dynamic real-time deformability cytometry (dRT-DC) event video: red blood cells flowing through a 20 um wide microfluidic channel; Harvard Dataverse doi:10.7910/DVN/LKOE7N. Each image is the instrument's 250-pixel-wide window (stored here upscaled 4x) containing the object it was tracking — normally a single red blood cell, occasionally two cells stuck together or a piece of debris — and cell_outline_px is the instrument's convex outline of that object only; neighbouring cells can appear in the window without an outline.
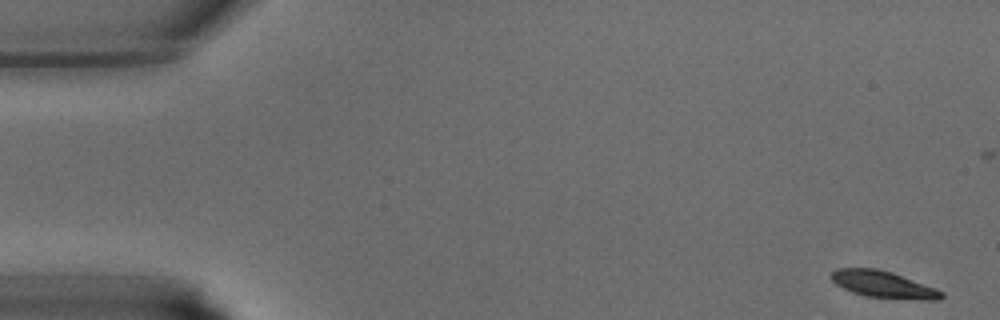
{"species": "common noctule bat (a hibernating species)", "species_latin": "Nyctalus noctula", "temperature_condition": "warm", "stored_images_in_passage": 41, "camera_frame_rate_fps": 3000, "um_per_image_px": 0.085, "animal": {"sex": "male", "body_mass_g": 15.6}, "frame": {"image": 1, "passage_image": 1, "time_ms": 0.0, "image_size_px": [1000, 320], "cell_outline_px": [[944, 296], [940, 300], [920, 300], [864, 296], [852, 292], [836, 284], [832, 280], [832, 272], [836, 268], [876, 268], [892, 272], [936, 288], [944, 292]], "centroid_in_image_um": [75.12, 24.18], "position_along_channel_um": 9.9, "area_um2": 17.22}}
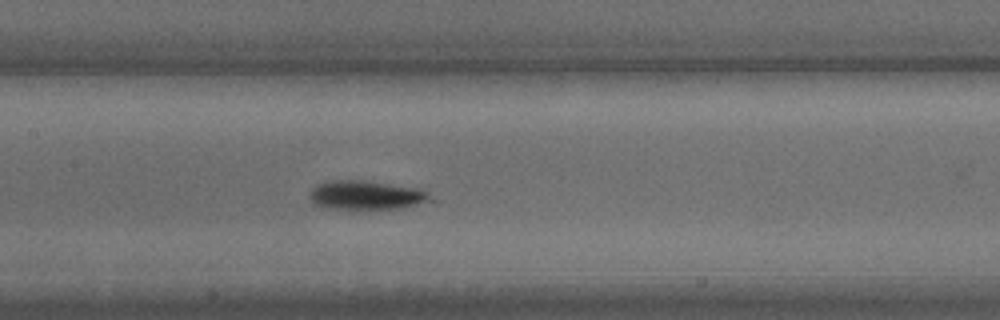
{"frame": {"image": 2, "passage_image": 19, "time_ms": 6.0, "image_size_px": [1000, 320], "cell_outline_px": [[436, 200], [400, 208], [324, 208], [312, 204], [308, 200], [308, 196], [312, 188], [316, 184], [328, 180], [364, 180], [416, 188], [428, 192]], "centroid_in_image_um": [31.07, 16.58], "position_along_channel_um": 176.3, "area_um2": 20.52}}
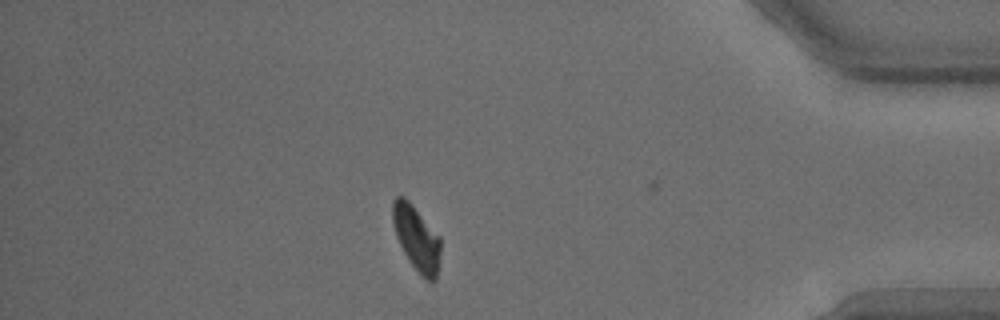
{"frame": {"image": 3, "passage_image": 35, "time_ms": 11.333, "image_size_px": [1000, 320], "cell_outline_px": [[440, 252], [436, 280], [432, 284], [408, 260], [396, 236], [392, 224], [392, 200], [396, 196], [404, 196], [412, 204], [440, 236]], "centroid_in_image_um": [35.39, 20.21], "position_along_channel_um": 399.8, "area_um2": 18.03}}